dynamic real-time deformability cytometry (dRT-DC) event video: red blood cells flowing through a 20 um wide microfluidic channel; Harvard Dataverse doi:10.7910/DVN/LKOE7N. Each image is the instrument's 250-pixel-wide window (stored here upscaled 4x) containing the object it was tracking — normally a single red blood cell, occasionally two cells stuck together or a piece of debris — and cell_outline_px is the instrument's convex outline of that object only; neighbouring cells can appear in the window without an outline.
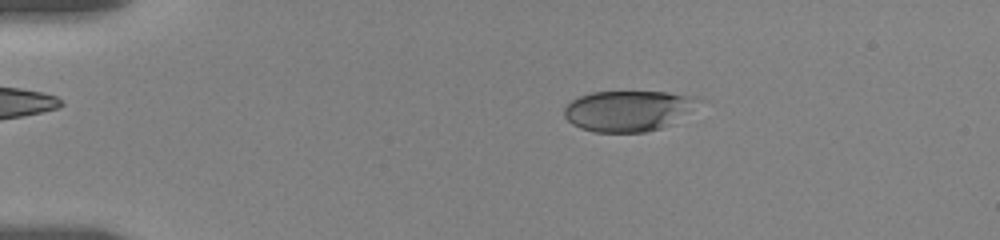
{"species": "human", "species_latin": "Homo sapiens", "temperature_condition": "room temperature", "stored_images_in_passage": 35, "camera_frame_rate_fps": 3000, "um_per_image_px": 0.085, "donor": {"sex": "female"}, "frame": {"image": 1, "passage_image": 2, "time_ms": 0.333, "image_size_px": [1000, 240], "cell_outline_px": [[688, 96], [664, 124], [660, 128], [644, 132], [592, 132], [580, 128], [572, 124], [564, 116], [564, 108], [572, 100], [580, 96], [592, 92], [668, 92]], "centroid_in_image_um": [52.92, 9.43], "position_along_channel_um": 32.1, "area_um2": 28.9}}
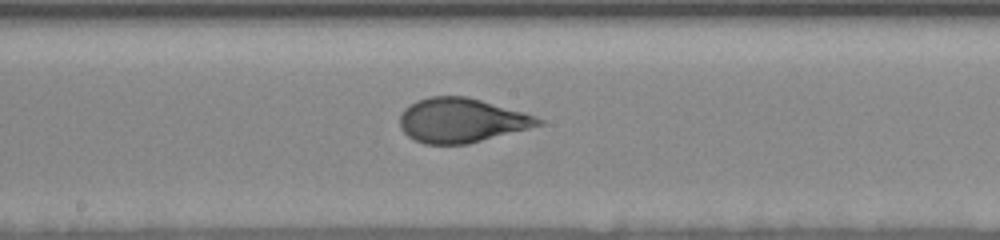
{"frame": {"image": 2, "passage_image": 20, "time_ms": 7.0, "image_size_px": [1000, 240], "cell_outline_px": [[544, 124], [468, 144], [424, 144], [412, 140], [400, 128], [400, 116], [404, 108], [420, 100], [432, 96], [464, 96], [480, 100], [524, 112], [544, 120]], "centroid_in_image_um": [39.21, 10.24], "position_along_channel_um": 209.0, "area_um2": 35.55}}
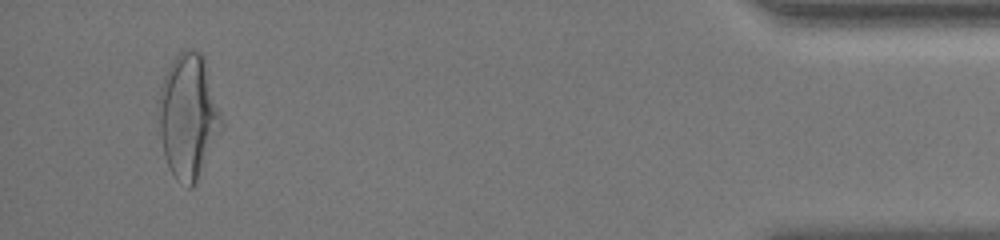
{"frame": {"image": 3, "passage_image": 34, "time_ms": 14.667, "image_size_px": [1000, 240], "cell_outline_px": [[224, 124], [192, 188], [188, 188], [176, 180], [164, 156], [160, 132], [156, 100], [164, 76], [172, 60], [180, 52], [188, 48], [192, 48], [200, 52], [204, 56]], "centroid_in_image_um": [15.98, 9.83], "position_along_channel_um": 419.2, "area_um2": 45.55}, "authors_computed_cell_mechanics": {"area_um2": 35.3158, "velocity_mm_per_s": 3.571, "shape_relaxation_time_tau1_ms": 5.1934, "shape_relaxation_time_tau2_ms": null, "deformation_change_tau1": 0.1962, "deformation_change_tau2": null}}